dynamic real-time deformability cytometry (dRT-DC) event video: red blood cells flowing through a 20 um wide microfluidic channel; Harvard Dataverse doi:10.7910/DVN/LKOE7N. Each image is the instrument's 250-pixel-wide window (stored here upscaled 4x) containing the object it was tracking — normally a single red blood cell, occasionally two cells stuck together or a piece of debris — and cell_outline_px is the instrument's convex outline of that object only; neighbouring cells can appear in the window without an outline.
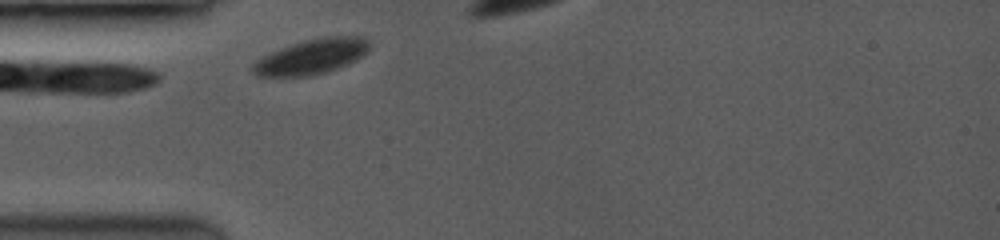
{"species": "common noctule bat (a hibernating species)", "species_latin": "Nyctalus noctula", "temperature_condition": "room temperature", "stored_images_in_passage": 12, "camera_frame_rate_fps": 3500, "um_per_image_px": 0.085, "animal": {"sex": "female", "body_mass_g": 19.0, "forearm_length_mm": 53.3}, "frame": {"image": 1, "passage_image": 2, "time_ms": 0.286, "image_size_px": [1000, 240], "cell_outline_px": [[372, 44], [360, 56], [336, 68], [324, 72], [308, 76], [260, 76], [252, 72], [252, 64], [256, 60], [268, 52], [304, 40], [324, 36], [368, 36], [372, 40]], "centroid_in_image_um": [26.47, 4.78], "position_along_channel_um": 58.5, "area_um2": 23.7}}